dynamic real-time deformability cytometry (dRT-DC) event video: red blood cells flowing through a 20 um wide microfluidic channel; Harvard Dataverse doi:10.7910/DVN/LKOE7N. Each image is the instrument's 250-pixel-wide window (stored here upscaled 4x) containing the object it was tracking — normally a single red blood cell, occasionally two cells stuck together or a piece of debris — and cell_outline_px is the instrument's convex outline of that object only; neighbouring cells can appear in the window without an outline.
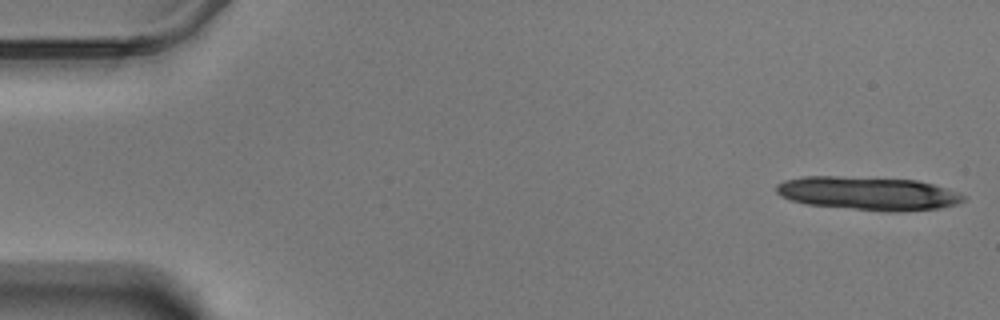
{"species": "Egyptian fruit bat (a non-hibernating species)", "species_latin": "Rousettus aegyptiacus", "temperature_condition": "warm", "stored_images_in_passage": 15, "camera_frame_rate_fps": 3000, "um_per_image_px": 0.085, "animal": {"sex": "male"}, "frame": {"image": 1, "passage_image": 1, "time_ms": 0.0, "image_size_px": [1000, 320], "cell_outline_px": [[964, 200], [956, 204], [940, 208], [900, 212], [884, 212], [808, 204], [792, 200], [780, 196], [776, 192], [776, 184], [784, 180], [800, 176], [836, 176], [916, 180], [948, 188], [960, 192], [964, 196]], "centroid_in_image_um": [73.79, 16.44], "position_along_channel_um": 11.2, "area_um2": 36.65}}